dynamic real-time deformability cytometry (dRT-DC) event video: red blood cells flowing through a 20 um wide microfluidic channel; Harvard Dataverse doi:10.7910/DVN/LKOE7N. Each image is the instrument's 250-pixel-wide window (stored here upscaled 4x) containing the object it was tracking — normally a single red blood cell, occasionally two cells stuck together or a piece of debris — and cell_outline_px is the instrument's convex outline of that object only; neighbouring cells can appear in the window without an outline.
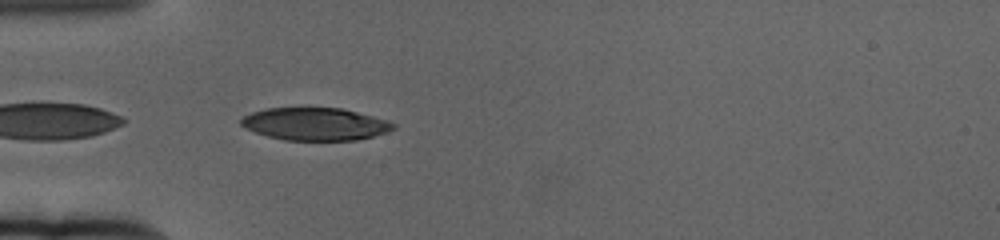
{"species": "human", "species_latin": "Homo sapiens", "temperature_condition": "cold", "stored_images_in_passage": 42, "camera_frame_rate_fps": 3000, "um_per_image_px": 0.085, "donor": {"sex": "female"}, "frame": {"image": 1, "passage_image": 2, "time_ms": 0.333, "image_size_px": [1000, 240], "cell_outline_px": [[396, 128], [388, 132], [356, 140], [284, 140], [268, 136], [256, 132], [240, 124], [240, 120], [244, 116], [252, 112], [264, 108], [340, 108], [372, 116], [396, 124]], "centroid_in_image_um": [26.78, 10.54], "position_along_channel_um": 58.2, "area_um2": 28.61}}
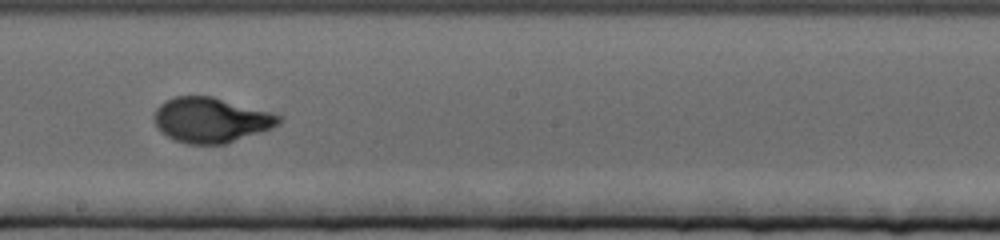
{"frame": {"image": 2, "passage_image": 18, "time_ms": 5.667, "image_size_px": [1000, 240], "cell_outline_px": [[280, 124], [272, 128], [224, 144], [188, 144], [176, 140], [168, 136], [156, 124], [152, 116], [156, 108], [164, 100], [176, 96], [212, 96], [272, 112], [280, 116]], "centroid_in_image_um": [17.93, 10.18], "position_along_channel_um": 230.3, "area_um2": 32.54}}
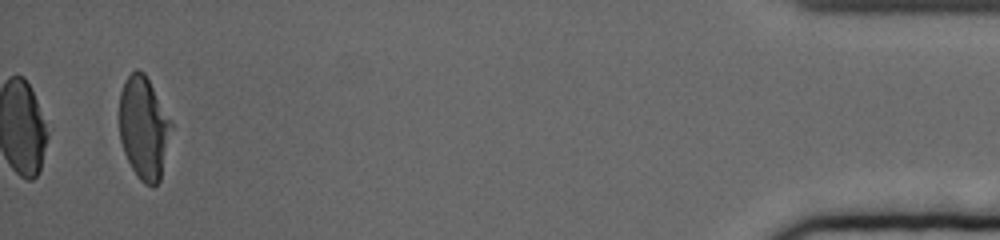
{"frame": {"image": 3, "passage_image": 42, "time_ms": 13.667, "image_size_px": [1000, 240], "cell_outline_px": [[172, 124], [160, 180], [152, 188], [144, 184], [140, 180], [132, 168], [124, 152], [120, 140], [120, 92], [124, 80], [136, 68], [144, 72]], "centroid_in_image_um": [12.2, 10.88], "position_along_channel_um": 423.0, "area_um2": 30.58}, "authors_computed_cell_mechanics": {"area_um2": 31.5299, "velocity_mm_per_s": 3.3389, "shape_relaxation_time_tau1_ms": 3.7303, "shape_relaxation_time_tau2_ms": null, "deformation_change_tau1": 0.2034, "deformation_change_tau2": null}}